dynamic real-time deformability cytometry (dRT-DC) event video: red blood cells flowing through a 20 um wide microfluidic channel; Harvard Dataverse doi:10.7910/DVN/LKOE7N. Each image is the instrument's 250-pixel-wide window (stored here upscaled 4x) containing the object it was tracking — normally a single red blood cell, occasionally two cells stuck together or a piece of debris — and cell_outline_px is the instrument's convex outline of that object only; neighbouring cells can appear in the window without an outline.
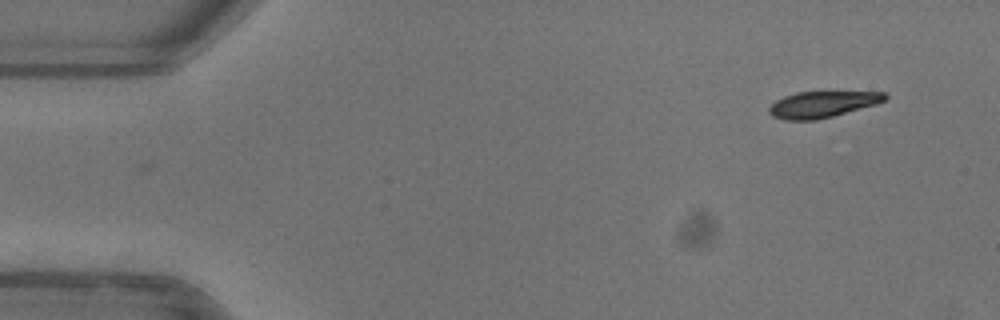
{"species": "common noctule bat (a hibernating species)", "species_latin": "Nyctalus noctula", "temperature_condition": "warm", "stored_images_in_passage": 49, "camera_frame_rate_fps": 3000, "um_per_image_px": 0.085, "animal": {"sex": "female"}, "frame": {"image": 1, "passage_image": 1, "time_ms": 0.0, "image_size_px": [1000, 320], "cell_outline_px": [[888, 96], [884, 100], [876, 104], [832, 116], [816, 120], [784, 120], [772, 116], [768, 112], [768, 108], [776, 100], [784, 96], [796, 92], [884, 92]], "centroid_in_image_um": [69.85, 8.87], "position_along_channel_um": 15.1, "area_um2": 17.57}}
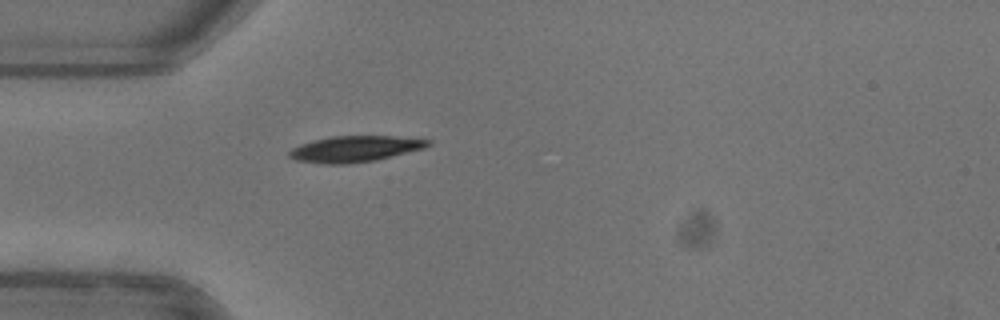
{"frame": {"image": 2, "passage_image": 12, "time_ms": 3.667, "image_size_px": [1000, 320], "cell_outline_px": [[432, 144], [424, 148], [376, 160], [348, 164], [320, 164], [296, 160], [288, 156], [288, 152], [292, 148], [300, 144], [312, 140], [332, 136], [392, 136], [432, 140]], "centroid_in_image_um": [30.14, 12.66], "position_along_channel_um": 54.9, "area_um2": 21.15}}
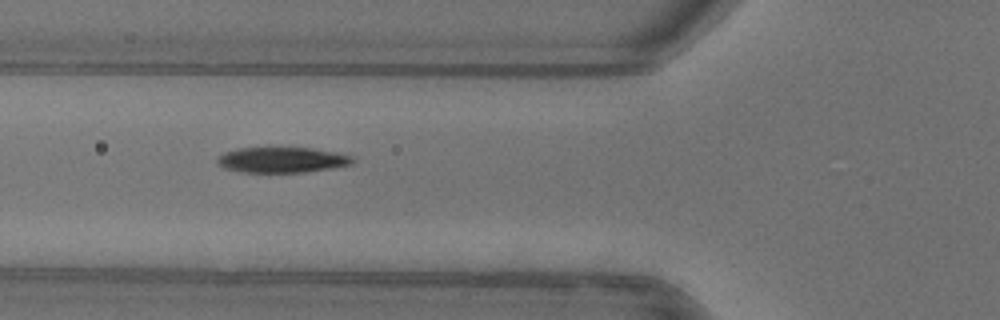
{"frame": {"image": 3, "passage_image": 16, "time_ms": 5.0, "image_size_px": [1000, 320], "cell_outline_px": [[356, 160], [352, 164], [332, 168], [308, 172], [240, 172], [224, 168], [216, 164], [216, 160], [224, 152], [240, 148], [312, 148], [336, 152], [352, 156]], "centroid_in_image_um": [23.98, 13.6], "position_along_channel_um": 101.8, "area_um2": 20.17}, "authors_computed_cell_mechanics": {"area_um2": 20.3456, "velocity_mm_per_s": 3.9681, "shape_relaxation_time_tau1_ms": 2.9215, "shape_relaxation_time_tau2_ms": 2.7782, "deformation_change_tau1": 0.1513, "deformation_change_tau2": 0.0656}}